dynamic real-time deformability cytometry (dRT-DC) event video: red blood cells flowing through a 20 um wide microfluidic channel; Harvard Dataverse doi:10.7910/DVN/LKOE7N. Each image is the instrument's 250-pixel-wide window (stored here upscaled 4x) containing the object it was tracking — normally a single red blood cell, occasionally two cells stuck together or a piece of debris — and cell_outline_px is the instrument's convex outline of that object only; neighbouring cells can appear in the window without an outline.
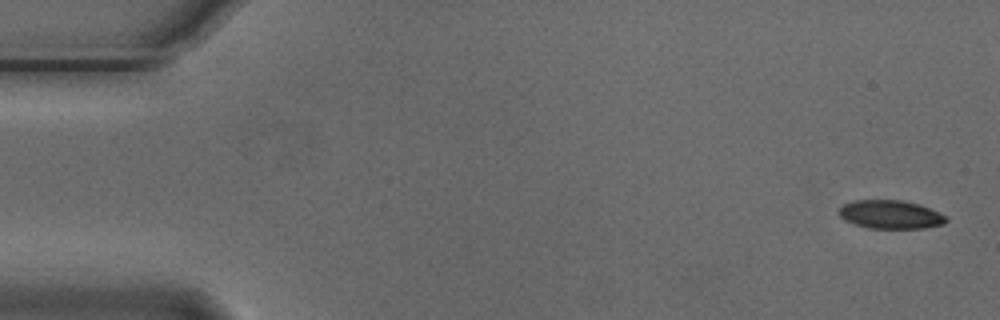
{"species": "Egyptian fruit bat (a non-hibernating species)", "species_latin": "Rousettus aegyptiacus", "temperature_condition": "cold", "stored_images_in_passage": 6, "camera_frame_rate_fps": 3000, "um_per_image_px": 0.085, "animal": {"sex": "male"}, "frame": {"image": 1, "passage_image": 1, "time_ms": 0.0, "image_size_px": [1000, 320], "cell_outline_px": [[948, 220], [944, 224], [924, 228], [868, 228], [844, 220], [840, 216], [840, 208], [844, 204], [852, 200], [900, 200], [920, 204], [948, 216]], "centroid_in_image_um": [75.73, 18.23], "position_along_channel_um": 9.3, "area_um2": 17.8}}
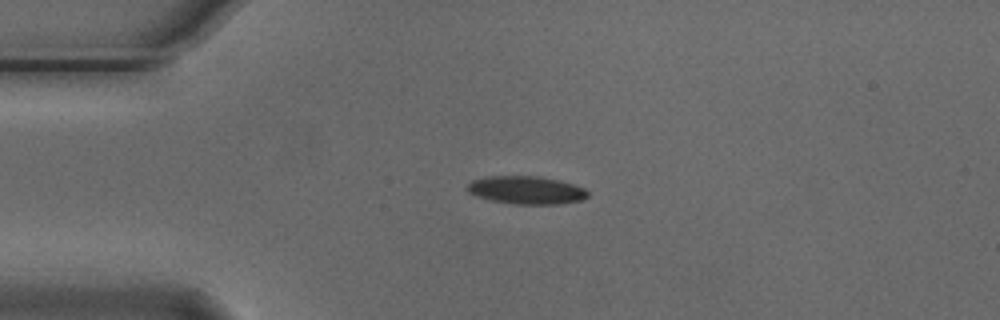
{"frame": {"image": 2, "passage_image": 4, "time_ms": 1.0, "image_size_px": [1000, 320], "cell_outline_px": [[588, 196], [580, 200], [560, 204], [512, 204], [492, 200], [476, 196], [468, 192], [468, 184], [472, 180], [484, 176], [540, 176], [560, 180], [584, 188], [588, 192]], "centroid_in_image_um": [44.72, 16.15], "position_along_channel_um": 40.3, "area_um2": 19.65}}
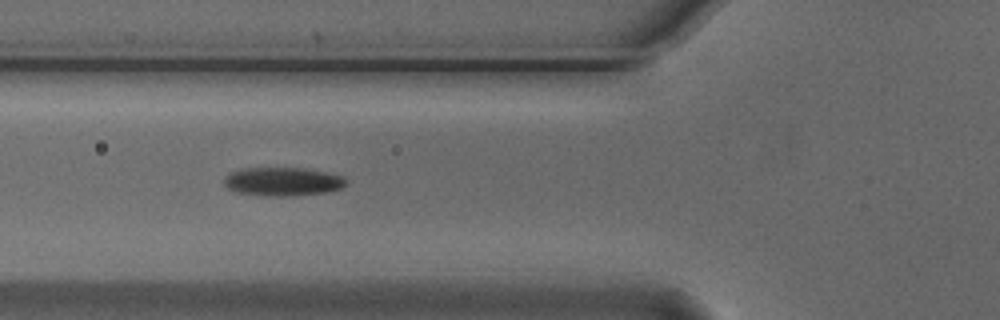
{"frame": {"image": 3, "passage_image": 6, "time_ms": 1.667, "image_size_px": [1000, 320], "cell_outline_px": [[348, 184], [340, 188], [328, 192], [292, 196], [272, 196], [236, 192], [228, 188], [224, 184], [224, 176], [228, 172], [240, 168], [304, 168], [324, 172], [340, 176], [348, 180]], "centroid_in_image_um": [24.0, 15.43], "position_along_channel_um": 101.8, "area_um2": 20.4}}